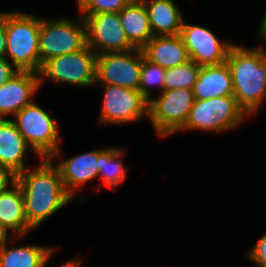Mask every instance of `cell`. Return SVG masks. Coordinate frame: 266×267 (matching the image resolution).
<instances>
[{"instance_id": "2", "label": "cell", "mask_w": 266, "mask_h": 267, "mask_svg": "<svg viewBox=\"0 0 266 267\" xmlns=\"http://www.w3.org/2000/svg\"><path fill=\"white\" fill-rule=\"evenodd\" d=\"M226 62L232 75V86L237 104L247 115L260 109L266 95V50L233 44Z\"/></svg>"}, {"instance_id": "29", "label": "cell", "mask_w": 266, "mask_h": 267, "mask_svg": "<svg viewBox=\"0 0 266 267\" xmlns=\"http://www.w3.org/2000/svg\"><path fill=\"white\" fill-rule=\"evenodd\" d=\"M6 53L5 12L0 13V58Z\"/></svg>"}, {"instance_id": "6", "label": "cell", "mask_w": 266, "mask_h": 267, "mask_svg": "<svg viewBox=\"0 0 266 267\" xmlns=\"http://www.w3.org/2000/svg\"><path fill=\"white\" fill-rule=\"evenodd\" d=\"M97 54L86 45L81 50L52 57L45 61L39 71L40 85L45 79L54 83H66L89 87L96 82Z\"/></svg>"}, {"instance_id": "18", "label": "cell", "mask_w": 266, "mask_h": 267, "mask_svg": "<svg viewBox=\"0 0 266 267\" xmlns=\"http://www.w3.org/2000/svg\"><path fill=\"white\" fill-rule=\"evenodd\" d=\"M153 36L178 35L183 14L173 0H142Z\"/></svg>"}, {"instance_id": "20", "label": "cell", "mask_w": 266, "mask_h": 267, "mask_svg": "<svg viewBox=\"0 0 266 267\" xmlns=\"http://www.w3.org/2000/svg\"><path fill=\"white\" fill-rule=\"evenodd\" d=\"M119 14L129 43L136 49H142L153 37L143 1H131Z\"/></svg>"}, {"instance_id": "9", "label": "cell", "mask_w": 266, "mask_h": 267, "mask_svg": "<svg viewBox=\"0 0 266 267\" xmlns=\"http://www.w3.org/2000/svg\"><path fill=\"white\" fill-rule=\"evenodd\" d=\"M142 49L105 52L97 55L96 84H109L138 90Z\"/></svg>"}, {"instance_id": "22", "label": "cell", "mask_w": 266, "mask_h": 267, "mask_svg": "<svg viewBox=\"0 0 266 267\" xmlns=\"http://www.w3.org/2000/svg\"><path fill=\"white\" fill-rule=\"evenodd\" d=\"M124 153L122 149L103 148L100 149V166L99 175L106 187L113 188L118 185L122 186L126 178L128 167H124L122 157ZM122 156V157H121Z\"/></svg>"}, {"instance_id": "24", "label": "cell", "mask_w": 266, "mask_h": 267, "mask_svg": "<svg viewBox=\"0 0 266 267\" xmlns=\"http://www.w3.org/2000/svg\"><path fill=\"white\" fill-rule=\"evenodd\" d=\"M165 69L157 64L151 63L144 57L142 52V67L140 71V80L138 90L149 101L151 97L150 88L159 86L164 91Z\"/></svg>"}, {"instance_id": "30", "label": "cell", "mask_w": 266, "mask_h": 267, "mask_svg": "<svg viewBox=\"0 0 266 267\" xmlns=\"http://www.w3.org/2000/svg\"><path fill=\"white\" fill-rule=\"evenodd\" d=\"M8 229L0 222V250L7 244Z\"/></svg>"}, {"instance_id": "21", "label": "cell", "mask_w": 266, "mask_h": 267, "mask_svg": "<svg viewBox=\"0 0 266 267\" xmlns=\"http://www.w3.org/2000/svg\"><path fill=\"white\" fill-rule=\"evenodd\" d=\"M55 250L38 245L9 248L6 244L0 250V267H40Z\"/></svg>"}, {"instance_id": "12", "label": "cell", "mask_w": 266, "mask_h": 267, "mask_svg": "<svg viewBox=\"0 0 266 267\" xmlns=\"http://www.w3.org/2000/svg\"><path fill=\"white\" fill-rule=\"evenodd\" d=\"M180 36L187 49L188 56L198 66L219 65L226 62L233 43L219 39L205 27L183 22Z\"/></svg>"}, {"instance_id": "23", "label": "cell", "mask_w": 266, "mask_h": 267, "mask_svg": "<svg viewBox=\"0 0 266 267\" xmlns=\"http://www.w3.org/2000/svg\"><path fill=\"white\" fill-rule=\"evenodd\" d=\"M201 66L194 61L189 60L187 63L165 69L164 90H174L179 88L193 89L198 78Z\"/></svg>"}, {"instance_id": "15", "label": "cell", "mask_w": 266, "mask_h": 267, "mask_svg": "<svg viewBox=\"0 0 266 267\" xmlns=\"http://www.w3.org/2000/svg\"><path fill=\"white\" fill-rule=\"evenodd\" d=\"M142 52L147 60L163 69L180 66L190 60L180 34L153 36L142 48Z\"/></svg>"}, {"instance_id": "27", "label": "cell", "mask_w": 266, "mask_h": 267, "mask_svg": "<svg viewBox=\"0 0 266 267\" xmlns=\"http://www.w3.org/2000/svg\"><path fill=\"white\" fill-rule=\"evenodd\" d=\"M18 70L5 57L0 58V86L9 81Z\"/></svg>"}, {"instance_id": "28", "label": "cell", "mask_w": 266, "mask_h": 267, "mask_svg": "<svg viewBox=\"0 0 266 267\" xmlns=\"http://www.w3.org/2000/svg\"><path fill=\"white\" fill-rule=\"evenodd\" d=\"M16 183V174L8 167L0 165V193ZM10 185V187H9Z\"/></svg>"}, {"instance_id": "16", "label": "cell", "mask_w": 266, "mask_h": 267, "mask_svg": "<svg viewBox=\"0 0 266 267\" xmlns=\"http://www.w3.org/2000/svg\"><path fill=\"white\" fill-rule=\"evenodd\" d=\"M192 92L195 100L234 96L232 75L227 62L201 67Z\"/></svg>"}, {"instance_id": "10", "label": "cell", "mask_w": 266, "mask_h": 267, "mask_svg": "<svg viewBox=\"0 0 266 267\" xmlns=\"http://www.w3.org/2000/svg\"><path fill=\"white\" fill-rule=\"evenodd\" d=\"M86 26V44L98 55L135 49L128 41L119 12L82 14Z\"/></svg>"}, {"instance_id": "26", "label": "cell", "mask_w": 266, "mask_h": 267, "mask_svg": "<svg viewBox=\"0 0 266 267\" xmlns=\"http://www.w3.org/2000/svg\"><path fill=\"white\" fill-rule=\"evenodd\" d=\"M248 258L257 267H266V233L259 238L258 242L249 251Z\"/></svg>"}, {"instance_id": "8", "label": "cell", "mask_w": 266, "mask_h": 267, "mask_svg": "<svg viewBox=\"0 0 266 267\" xmlns=\"http://www.w3.org/2000/svg\"><path fill=\"white\" fill-rule=\"evenodd\" d=\"M66 18L59 20L41 19L39 35L40 69L48 59L77 52L86 44V26L83 17L78 21Z\"/></svg>"}, {"instance_id": "13", "label": "cell", "mask_w": 266, "mask_h": 267, "mask_svg": "<svg viewBox=\"0 0 266 267\" xmlns=\"http://www.w3.org/2000/svg\"><path fill=\"white\" fill-rule=\"evenodd\" d=\"M40 87L39 74L18 71L9 81L0 86V119L5 115H16L23 107L31 104V97Z\"/></svg>"}, {"instance_id": "17", "label": "cell", "mask_w": 266, "mask_h": 267, "mask_svg": "<svg viewBox=\"0 0 266 267\" xmlns=\"http://www.w3.org/2000/svg\"><path fill=\"white\" fill-rule=\"evenodd\" d=\"M29 146L13 120L0 119V165L16 175L25 171L24 155Z\"/></svg>"}, {"instance_id": "31", "label": "cell", "mask_w": 266, "mask_h": 267, "mask_svg": "<svg viewBox=\"0 0 266 267\" xmlns=\"http://www.w3.org/2000/svg\"><path fill=\"white\" fill-rule=\"evenodd\" d=\"M48 260H49V258L40 267H46ZM80 264H81V260H78V259L74 260L73 259V260L69 261L68 263L63 264V265L58 266V267H79Z\"/></svg>"}, {"instance_id": "5", "label": "cell", "mask_w": 266, "mask_h": 267, "mask_svg": "<svg viewBox=\"0 0 266 267\" xmlns=\"http://www.w3.org/2000/svg\"><path fill=\"white\" fill-rule=\"evenodd\" d=\"M247 114L234 96L195 100L185 125L181 129L224 132L236 128Z\"/></svg>"}, {"instance_id": "4", "label": "cell", "mask_w": 266, "mask_h": 267, "mask_svg": "<svg viewBox=\"0 0 266 267\" xmlns=\"http://www.w3.org/2000/svg\"><path fill=\"white\" fill-rule=\"evenodd\" d=\"M13 120L25 142L41 158L54 160L59 156V130L56 119L36 103L23 107Z\"/></svg>"}, {"instance_id": "7", "label": "cell", "mask_w": 266, "mask_h": 267, "mask_svg": "<svg viewBox=\"0 0 266 267\" xmlns=\"http://www.w3.org/2000/svg\"><path fill=\"white\" fill-rule=\"evenodd\" d=\"M191 89L164 90L157 99L148 101V118L152 127L162 137L181 130L194 104Z\"/></svg>"}, {"instance_id": "25", "label": "cell", "mask_w": 266, "mask_h": 267, "mask_svg": "<svg viewBox=\"0 0 266 267\" xmlns=\"http://www.w3.org/2000/svg\"><path fill=\"white\" fill-rule=\"evenodd\" d=\"M132 0H78L82 14L120 12Z\"/></svg>"}, {"instance_id": "19", "label": "cell", "mask_w": 266, "mask_h": 267, "mask_svg": "<svg viewBox=\"0 0 266 267\" xmlns=\"http://www.w3.org/2000/svg\"><path fill=\"white\" fill-rule=\"evenodd\" d=\"M0 222L22 238L33 229L26 219L24 197L17 182L8 190L0 193Z\"/></svg>"}, {"instance_id": "3", "label": "cell", "mask_w": 266, "mask_h": 267, "mask_svg": "<svg viewBox=\"0 0 266 267\" xmlns=\"http://www.w3.org/2000/svg\"><path fill=\"white\" fill-rule=\"evenodd\" d=\"M41 19L22 12H5V58L18 71H40L39 35ZM11 59V60H10Z\"/></svg>"}, {"instance_id": "1", "label": "cell", "mask_w": 266, "mask_h": 267, "mask_svg": "<svg viewBox=\"0 0 266 267\" xmlns=\"http://www.w3.org/2000/svg\"><path fill=\"white\" fill-rule=\"evenodd\" d=\"M35 168H27L16 175V182L22 189L25 216L32 228H37L71 202L66 192L61 173L50 158H41Z\"/></svg>"}, {"instance_id": "14", "label": "cell", "mask_w": 266, "mask_h": 267, "mask_svg": "<svg viewBox=\"0 0 266 267\" xmlns=\"http://www.w3.org/2000/svg\"><path fill=\"white\" fill-rule=\"evenodd\" d=\"M56 166L60 170L66 192L73 198L80 185L99 175L100 149L64 159Z\"/></svg>"}, {"instance_id": "32", "label": "cell", "mask_w": 266, "mask_h": 267, "mask_svg": "<svg viewBox=\"0 0 266 267\" xmlns=\"http://www.w3.org/2000/svg\"><path fill=\"white\" fill-rule=\"evenodd\" d=\"M262 36L266 39V13L259 27L258 37H262Z\"/></svg>"}, {"instance_id": "11", "label": "cell", "mask_w": 266, "mask_h": 267, "mask_svg": "<svg viewBox=\"0 0 266 267\" xmlns=\"http://www.w3.org/2000/svg\"><path fill=\"white\" fill-rule=\"evenodd\" d=\"M103 86L104 99L100 114V123H130L148 116V100L139 90L117 85L98 84Z\"/></svg>"}]
</instances>
